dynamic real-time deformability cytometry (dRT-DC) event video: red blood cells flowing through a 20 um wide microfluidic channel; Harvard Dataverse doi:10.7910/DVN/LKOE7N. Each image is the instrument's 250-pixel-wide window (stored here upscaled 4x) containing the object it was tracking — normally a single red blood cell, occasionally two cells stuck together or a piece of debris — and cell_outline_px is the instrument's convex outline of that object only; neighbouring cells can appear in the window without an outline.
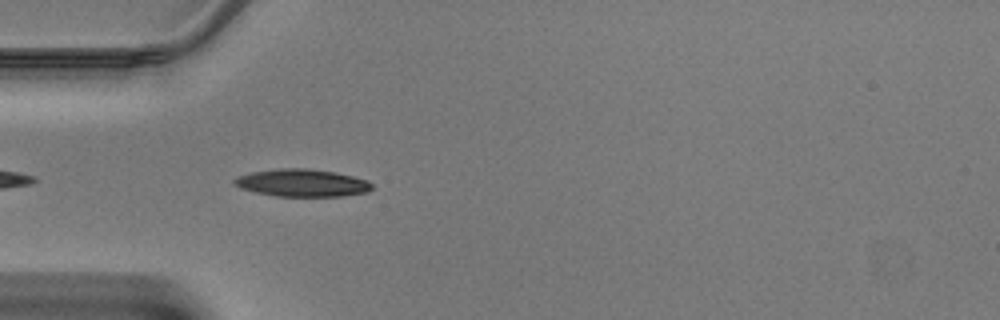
{"species": "Egyptian fruit bat (a non-hibernating species)", "species_latin": "Rousettus aegyptiacus", "temperature_condition": "warm", "stored_images_in_passage": 33, "camera_frame_rate_fps": 3000, "um_per_image_px": 0.085, "animal": {"sex": "male"}, "frame": {"image": 1, "passage_image": 2, "time_ms": 0.333, "image_size_px": [1000, 320], "cell_outline_px": [[372, 188], [368, 192], [340, 196], [276, 196], [256, 192], [240, 188], [232, 184], [232, 180], [236, 176], [252, 172], [280, 168], [308, 168], [332, 172], [352, 176], [368, 180], [372, 184]], "centroid_in_image_um": [25.64, 15.54], "position_along_channel_um": 59.4, "area_um2": 22.02}}
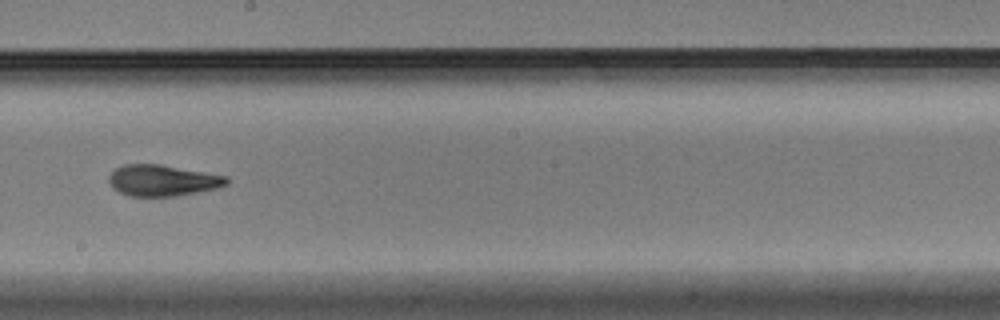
{"frame": {"image": 2, "passage_image": 14, "time_ms": 4.333, "image_size_px": [1000, 320], "cell_outline_px": [[228, 184], [220, 188], [176, 196], [128, 196], [112, 188], [108, 180], [108, 176], [116, 168], [124, 164], [160, 164], [228, 176]], "centroid_in_image_um": [13.83, 15.34], "position_along_channel_um": 234.4, "area_um2": 21.56}}
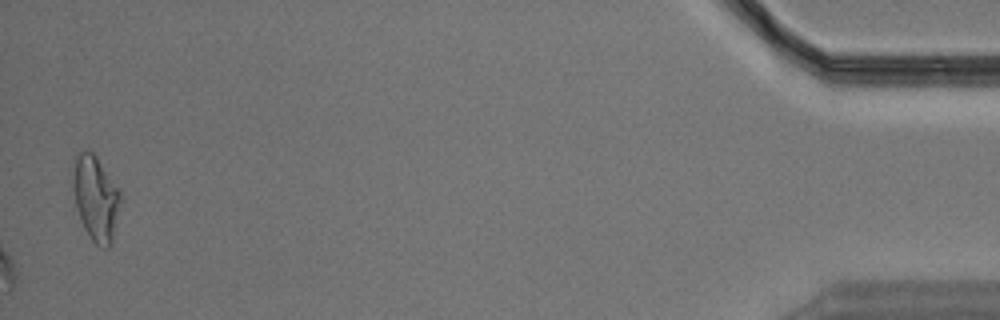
{"frame": {"image": 3, "passage_image": 33, "time_ms": 10.667, "image_size_px": [1000, 320], "cell_outline_px": [[120, 200], [112, 240], [108, 248], [100, 248], [88, 236], [80, 220], [76, 208], [72, 188], [72, 176], [76, 152], [92, 152], [96, 156], [120, 192]], "centroid_in_image_um": [8.09, 16.86], "position_along_channel_um": 427.1, "area_um2": 23.24}}